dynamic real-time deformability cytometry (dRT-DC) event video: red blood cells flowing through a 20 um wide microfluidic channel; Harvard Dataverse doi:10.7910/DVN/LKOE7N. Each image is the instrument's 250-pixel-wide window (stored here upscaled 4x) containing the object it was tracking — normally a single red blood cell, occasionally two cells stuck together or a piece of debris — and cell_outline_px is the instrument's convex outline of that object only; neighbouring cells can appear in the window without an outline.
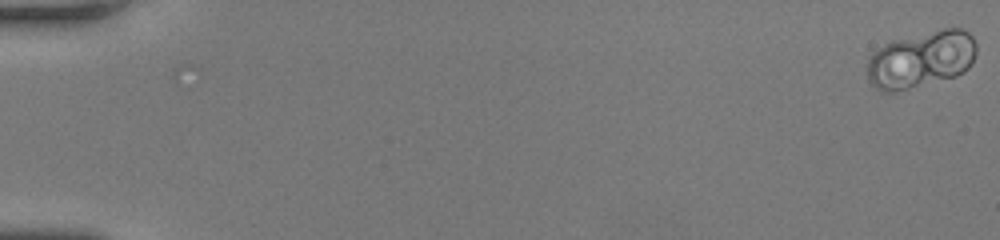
{"species": "human", "species_latin": "Homo sapiens", "temperature_condition": "room temperature", "stored_images_in_passage": 21, "camera_frame_rate_fps": 3000, "um_per_image_px": 0.085, "donor": {"sex": "female"}, "frame": {"image": 1, "passage_image": 1, "time_ms": 0.0, "image_size_px": [1000, 240], "cell_outline_px": [[976, 52], [968, 68], [964, 72], [956, 76], [892, 92], [880, 92], [868, 80], [868, 60], [872, 52], [884, 44], [892, 40], [944, 28], [960, 28], [968, 32], [972, 36], [976, 44]], "centroid_in_image_um": [78.28, 5.04], "position_along_channel_um": 6.7, "area_um2": 35.95}}
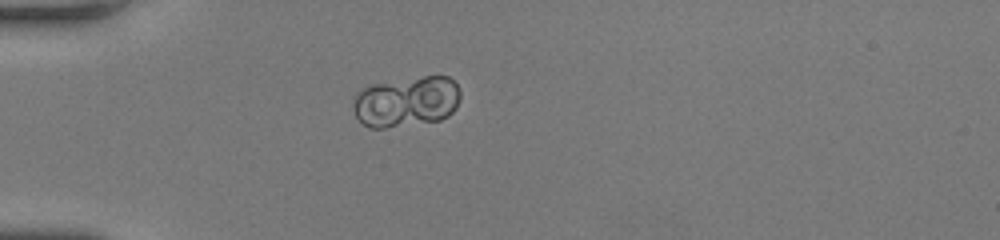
{"frame": {"image": 2, "passage_image": 18, "time_ms": 5.667, "image_size_px": [1000, 240], "cell_outline_px": [[460, 100], [456, 108], [448, 116], [440, 120], [384, 128], [372, 128], [364, 124], [356, 116], [352, 108], [352, 100], [356, 92], [372, 84], [424, 76], [448, 76], [456, 84], [460, 92]], "centroid_in_image_um": [34.54, 8.63], "position_along_channel_um": 50.5, "area_um2": 31.67}}